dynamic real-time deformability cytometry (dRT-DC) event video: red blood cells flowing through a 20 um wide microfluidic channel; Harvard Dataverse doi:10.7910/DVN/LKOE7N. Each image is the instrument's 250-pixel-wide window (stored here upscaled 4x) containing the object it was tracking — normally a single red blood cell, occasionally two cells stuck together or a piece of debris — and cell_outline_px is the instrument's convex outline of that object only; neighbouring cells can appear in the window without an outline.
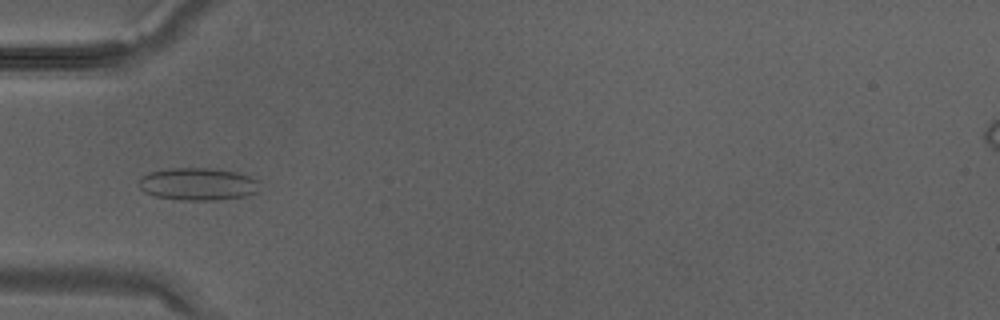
{"species": "Egyptian fruit bat (a non-hibernating species)", "species_latin": "Rousettus aegyptiacus", "temperature_condition": "warm", "stored_images_in_passage": 14, "camera_frame_rate_fps": 3000, "um_per_image_px": 0.085, "animal": {"sex": "male"}, "frame": {"image": 1, "passage_image": 12, "time_ms": 3.667, "image_size_px": [1000, 320], "cell_outline_px": [[256, 192], [248, 196], [216, 200], [180, 200], [156, 196], [144, 192], [136, 184], [140, 176], [152, 172], [172, 168], [208, 168], [236, 172], [248, 176], [256, 180]], "centroid_in_image_um": [16.75, 15.65], "position_along_channel_um": 68.3, "area_um2": 22.72}}